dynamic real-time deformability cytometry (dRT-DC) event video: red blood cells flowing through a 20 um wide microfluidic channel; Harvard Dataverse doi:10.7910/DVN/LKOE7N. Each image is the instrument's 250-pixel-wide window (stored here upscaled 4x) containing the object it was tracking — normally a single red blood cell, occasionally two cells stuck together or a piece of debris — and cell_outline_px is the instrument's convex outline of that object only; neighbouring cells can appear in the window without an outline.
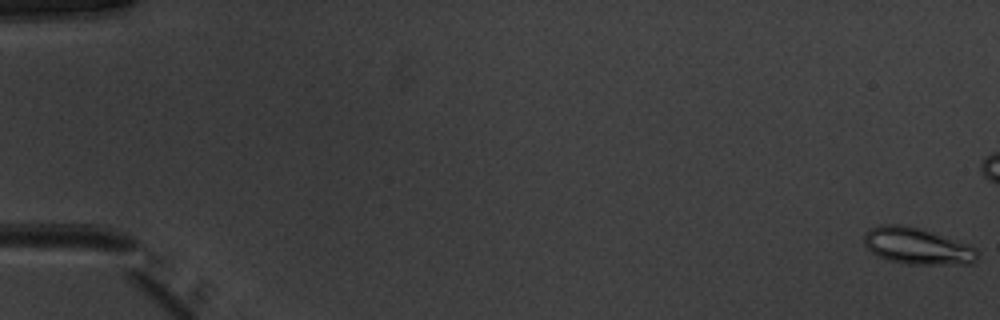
{"species": "common noctule bat (a hibernating species)", "species_latin": "Nyctalus noctula", "temperature_condition": "warm", "stored_images_in_passage": 54, "camera_frame_rate_fps": 3000, "um_per_image_px": 0.085, "animal": {"sex": "male", "body_mass_g": 20.1, "forearm_length_mm": 53.5}, "frame": {"image": 1, "passage_image": 1, "time_ms": 0.0, "image_size_px": [1000, 320], "cell_outline_px": [[976, 260], [972, 264], [908, 264], [888, 260], [872, 252], [864, 244], [864, 232], [868, 228], [880, 224], [900, 224], [920, 228], [932, 232], [976, 248]], "centroid_in_image_um": [77.9, 20.9], "position_along_channel_um": 7.1, "area_um2": 23.93}}
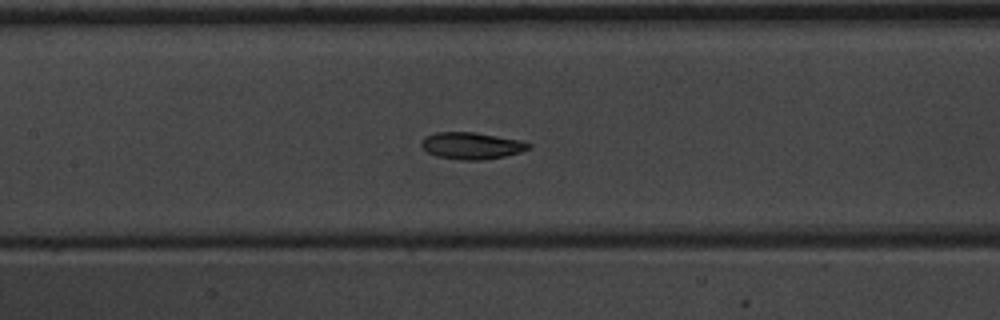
{"frame": {"image": 2, "passage_image": 26, "time_ms": 8.333, "image_size_px": [1000, 320], "cell_outline_px": [[532, 144], [528, 148], [520, 152], [504, 156], [480, 160], [460, 160], [436, 156], [428, 152], [420, 144], [424, 136], [436, 132], [472, 132], [520, 140]], "centroid_in_image_um": [40.04, 12.38], "position_along_channel_um": 167.4, "area_um2": 16.59}}
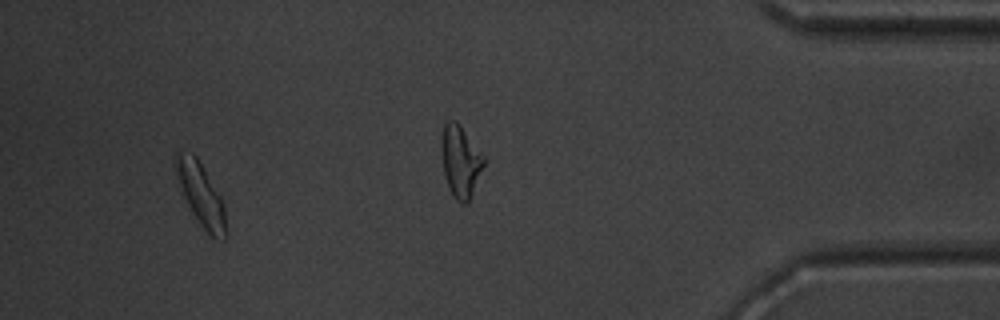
{"frame": {"image": 3, "passage_image": 50, "time_ms": 16.333, "image_size_px": [1000, 320], "cell_outline_px": [[228, 240], [216, 240], [200, 224], [192, 212], [184, 196], [172, 164], [176, 152], [192, 152], [196, 156], [220, 196], [224, 204], [228, 232]], "centroid_in_image_um": [17.1, 16.56], "position_along_channel_um": 418.1, "area_um2": 18.44}, "authors_computed_cell_mechanics": {"area_um2": 17.2822, "velocity_mm_per_s": 3.9487, "shape_relaxation_time_tau1_ms": 2.7507, "shape_relaxation_time_tau2_ms": 4.282, "deformation_change_tau1": 0.1071, "deformation_change_tau2": 0.0893}}